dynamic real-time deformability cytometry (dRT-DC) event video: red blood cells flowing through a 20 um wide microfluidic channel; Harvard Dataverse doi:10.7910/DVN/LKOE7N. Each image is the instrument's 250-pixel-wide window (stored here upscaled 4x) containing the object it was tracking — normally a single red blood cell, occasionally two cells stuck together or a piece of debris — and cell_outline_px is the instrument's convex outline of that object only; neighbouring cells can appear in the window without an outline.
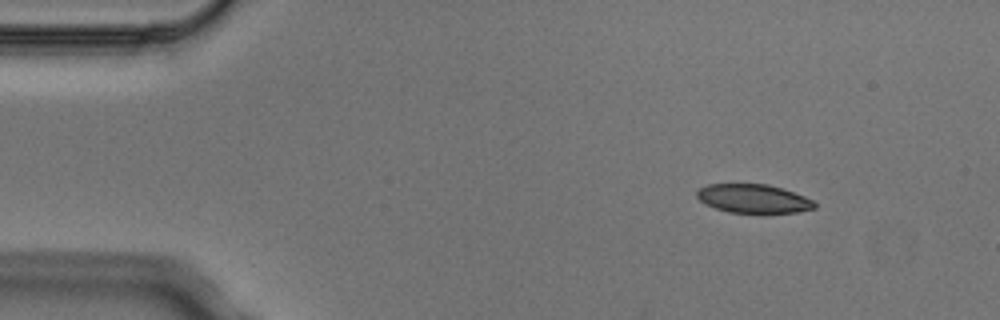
{"species": "Egyptian fruit bat (a non-hibernating species)", "species_latin": "Rousettus aegyptiacus", "temperature_condition": "cold", "stored_images_in_passage": 3, "camera_frame_rate_fps": 3000, "um_per_image_px": 0.085, "animal": {"sex": "male"}, "frame": {"image": 1, "passage_image": 1, "time_ms": 0.0, "image_size_px": [1000, 320], "cell_outline_px": [[816, 208], [796, 212], [760, 216], [728, 212], [704, 204], [696, 196], [696, 192], [700, 188], [708, 184], [768, 184], [784, 188], [804, 196], [812, 200], [816, 204]], "centroid_in_image_um": [64.06, 16.93], "position_along_channel_um": 20.9, "area_um2": 20.58}}